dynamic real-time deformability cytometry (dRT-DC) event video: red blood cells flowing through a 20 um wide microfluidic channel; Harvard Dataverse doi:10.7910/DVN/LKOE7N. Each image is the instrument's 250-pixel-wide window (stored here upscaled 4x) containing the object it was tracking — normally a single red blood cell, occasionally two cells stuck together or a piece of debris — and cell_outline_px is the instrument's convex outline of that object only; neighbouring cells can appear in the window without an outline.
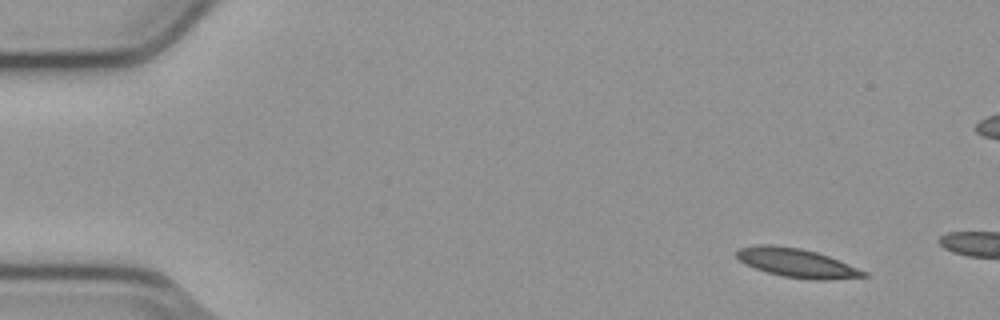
{"species": "common noctule bat (a hibernating species)", "species_latin": "Nyctalus noctula", "temperature_condition": "cold", "stored_images_in_passage": 12, "camera_frame_rate_fps": 3000, "um_per_image_px": 0.085, "animal": {"sex": "male", "body_mass_g": 23.1, "forearm_length_mm": 52.7}, "frame": {"image": 1, "passage_image": 3, "time_ms": 0.667, "image_size_px": [1000, 320], "cell_outline_px": [[868, 276], [824, 280], [812, 280], [784, 276], [768, 272], [756, 268], [740, 260], [736, 256], [736, 252], [740, 248], [764, 244], [772, 244], [800, 248], [816, 252], [828, 256], [868, 272]], "centroid_in_image_um": [67.75, 22.34], "position_along_channel_um": 17.2, "area_um2": 20.98}}